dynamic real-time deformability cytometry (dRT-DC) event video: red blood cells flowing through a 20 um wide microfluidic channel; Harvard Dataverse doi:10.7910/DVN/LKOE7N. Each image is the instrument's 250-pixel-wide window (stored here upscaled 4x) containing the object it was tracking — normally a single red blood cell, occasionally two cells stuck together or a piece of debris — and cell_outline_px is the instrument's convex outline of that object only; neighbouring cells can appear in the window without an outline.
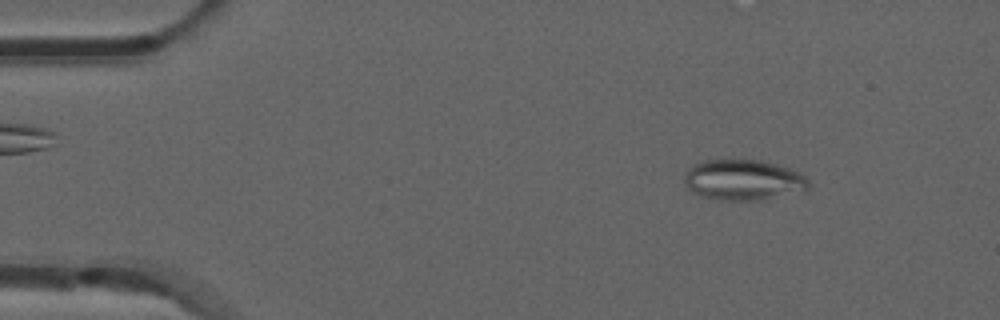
{"species": "common noctule bat (a hibernating species)", "species_latin": "Nyctalus noctula", "temperature_condition": "room temperature", "stored_images_in_passage": 52, "camera_frame_rate_fps": 3000, "um_per_image_px": 0.085, "animal": {"sex": "male", "forearm_length_mm": 52.5}, "frame": {"image": 1, "passage_image": 6, "time_ms": 1.667, "image_size_px": [1000, 320], "cell_outline_px": [[812, 184], [804, 192], [764, 200], [724, 200], [704, 196], [692, 192], [688, 188], [684, 180], [684, 176], [688, 168], [692, 164], [704, 160], [760, 160], [776, 164], [788, 168], [804, 176]], "centroid_in_image_um": [63.21, 15.3], "position_along_channel_um": 21.8, "area_um2": 29.59}}
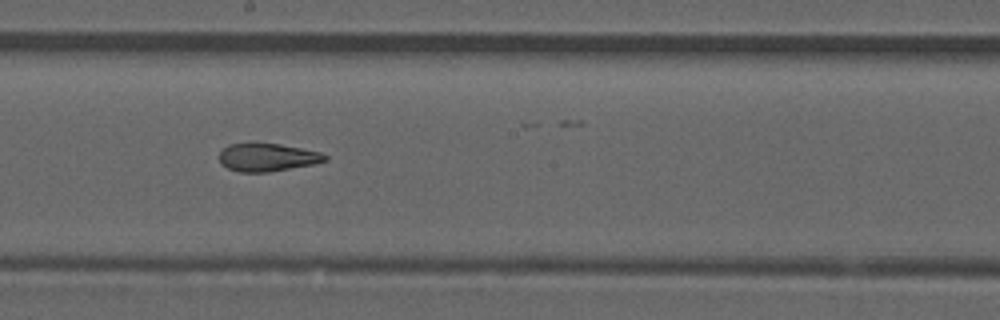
{"frame": {"image": 2, "passage_image": 28, "time_ms": 9.0, "image_size_px": [1000, 320], "cell_outline_px": [[328, 160], [316, 164], [268, 172], [240, 172], [228, 168], [220, 164], [220, 152], [228, 144], [280, 144], [320, 152], [328, 156]], "centroid_in_image_um": [22.75, 13.39], "position_along_channel_um": 225.4, "area_um2": 17.11}}
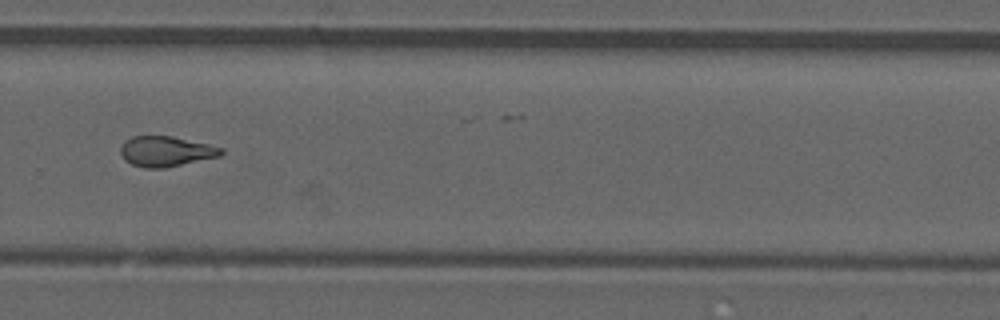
{"frame": {"image": 3, "passage_image": 35, "time_ms": 11.333, "image_size_px": [1000, 320], "cell_outline_px": [[224, 152], [220, 156], [164, 168], [144, 168], [132, 164], [124, 160], [120, 152], [120, 148], [132, 136], [172, 136], [208, 144], [224, 148]], "centroid_in_image_um": [14.12, 12.87], "position_along_channel_um": 315.7, "area_um2": 17.63}, "authors_computed_cell_mechanics": {"area_um2": 18.207, "velocity_mm_per_s": 3.8804, "shape_relaxation_time_tau1_ms": null, "shape_relaxation_time_tau2_ms": 2.0858, "deformation_change_tau1": null, "deformation_change_tau2": 0.0979}}